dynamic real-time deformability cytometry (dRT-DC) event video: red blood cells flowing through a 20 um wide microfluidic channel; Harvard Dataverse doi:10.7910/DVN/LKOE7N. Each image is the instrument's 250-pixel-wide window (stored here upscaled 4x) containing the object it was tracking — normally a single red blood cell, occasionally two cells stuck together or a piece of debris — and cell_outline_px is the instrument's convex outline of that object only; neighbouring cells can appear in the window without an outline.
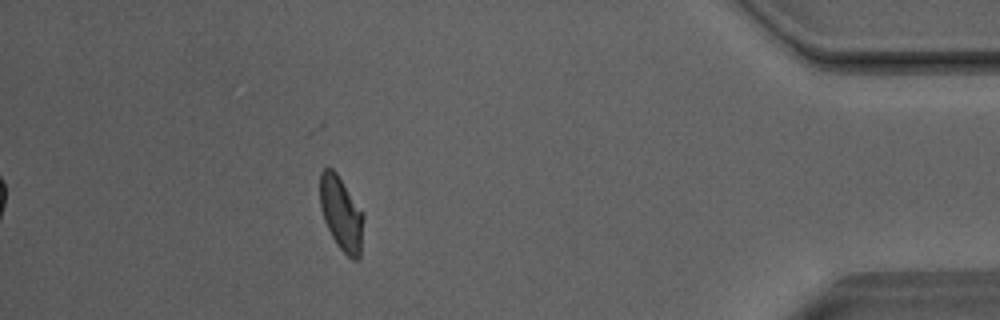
{"species": "Egyptian fruit bat (a non-hibernating species)", "species_latin": "Rousettus aegyptiacus", "temperature_condition": "room temperature", "stored_images_in_passage": 44, "camera_frame_rate_fps": 3000, "um_per_image_px": 0.085, "animal": {"sex": "male"}, "frame": {"image": 1, "passage_image": 43, "time_ms": 14.0, "image_size_px": [1000, 320], "cell_outline_px": [[364, 216], [360, 256], [356, 260], [352, 260], [336, 244], [324, 220], [320, 208], [320, 172], [324, 168], [332, 168], [336, 172]], "centroid_in_image_um": [28.99, 18.16], "position_along_channel_um": 406.2, "area_um2": 18.44}}